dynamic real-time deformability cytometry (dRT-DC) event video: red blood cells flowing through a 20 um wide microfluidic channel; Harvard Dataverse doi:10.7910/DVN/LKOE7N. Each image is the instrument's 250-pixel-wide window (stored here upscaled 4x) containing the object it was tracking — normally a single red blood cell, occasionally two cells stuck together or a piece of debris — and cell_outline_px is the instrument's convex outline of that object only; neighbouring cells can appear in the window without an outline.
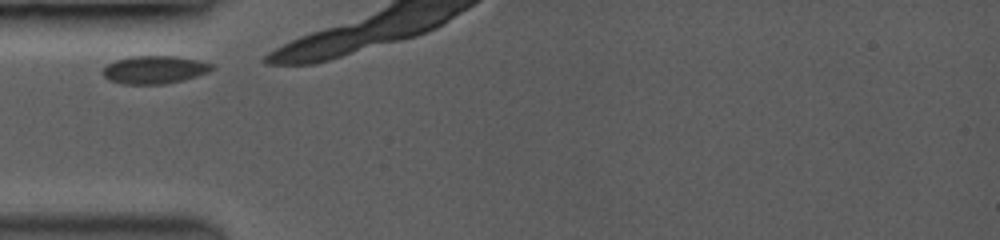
{"species": "common noctule bat (a hibernating species)", "species_latin": "Nyctalus noctula", "temperature_condition": "room temperature", "stored_images_in_passage": 3, "camera_frame_rate_fps": 3500, "um_per_image_px": 0.085, "animal": {"sex": "female", "body_mass_g": 19.0, "forearm_length_mm": 53.3}, "frame": {"image": 1, "passage_image": 1, "time_ms": 0.0, "image_size_px": [1000, 240], "cell_outline_px": [[216, 68], [208, 72], [196, 76], [164, 84], [124, 84], [108, 80], [100, 72], [108, 64], [116, 60], [132, 56], [176, 56], [216, 64]], "centroid_in_image_um": [13.14, 5.92], "position_along_channel_um": 71.9, "area_um2": 17.74}}